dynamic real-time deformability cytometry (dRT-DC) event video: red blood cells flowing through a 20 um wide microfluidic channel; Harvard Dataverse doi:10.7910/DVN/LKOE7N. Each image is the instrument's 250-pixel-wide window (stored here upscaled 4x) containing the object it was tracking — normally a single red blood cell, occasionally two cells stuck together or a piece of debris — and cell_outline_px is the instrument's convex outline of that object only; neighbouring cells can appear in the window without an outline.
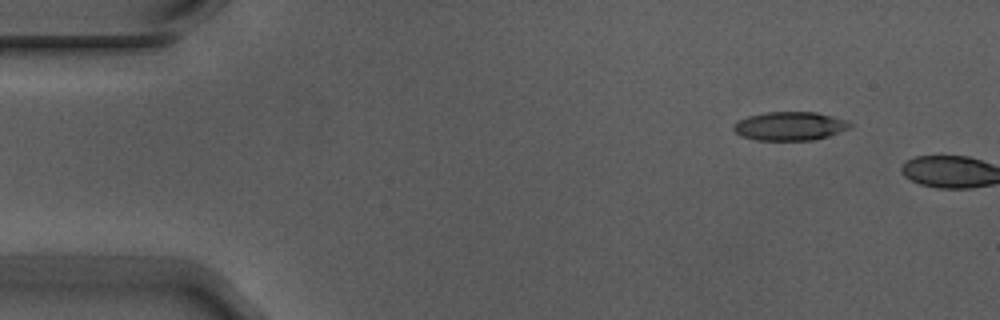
{"species": "Egyptian fruit bat (a non-hibernating species)", "species_latin": "Rousettus aegyptiacus", "temperature_condition": "warm", "stored_images_in_passage": 2, "camera_frame_rate_fps": 3000, "um_per_image_px": 0.085, "animal": {"sex": "male"}, "frame": {"image": 1, "passage_image": 1, "time_ms": 0.0, "image_size_px": [1000, 320], "cell_outline_px": [[852, 124], [848, 128], [828, 136], [812, 140], [756, 140], [740, 136], [732, 128], [732, 124], [748, 116], [768, 112], [816, 112], [848, 120]], "centroid_in_image_um": [67.11, 10.72], "position_along_channel_um": 17.9, "area_um2": 19.36}}